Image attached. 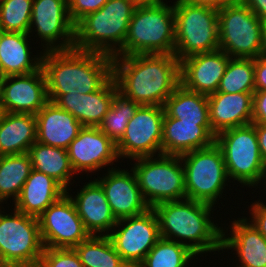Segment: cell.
<instances>
[{"label": "cell", "instance_id": "obj_22", "mask_svg": "<svg viewBox=\"0 0 266 267\" xmlns=\"http://www.w3.org/2000/svg\"><path fill=\"white\" fill-rule=\"evenodd\" d=\"M207 98L211 129L215 134L252 123L253 93L215 92Z\"/></svg>", "mask_w": 266, "mask_h": 267}, {"label": "cell", "instance_id": "obj_17", "mask_svg": "<svg viewBox=\"0 0 266 267\" xmlns=\"http://www.w3.org/2000/svg\"><path fill=\"white\" fill-rule=\"evenodd\" d=\"M67 151L75 173L112 166L119 158L116 143L98 127L83 126Z\"/></svg>", "mask_w": 266, "mask_h": 267}, {"label": "cell", "instance_id": "obj_14", "mask_svg": "<svg viewBox=\"0 0 266 267\" xmlns=\"http://www.w3.org/2000/svg\"><path fill=\"white\" fill-rule=\"evenodd\" d=\"M68 193L66 191L38 217L45 248H74L91 236Z\"/></svg>", "mask_w": 266, "mask_h": 267}, {"label": "cell", "instance_id": "obj_45", "mask_svg": "<svg viewBox=\"0 0 266 267\" xmlns=\"http://www.w3.org/2000/svg\"><path fill=\"white\" fill-rule=\"evenodd\" d=\"M261 55L266 56V20L262 21Z\"/></svg>", "mask_w": 266, "mask_h": 267}, {"label": "cell", "instance_id": "obj_4", "mask_svg": "<svg viewBox=\"0 0 266 267\" xmlns=\"http://www.w3.org/2000/svg\"><path fill=\"white\" fill-rule=\"evenodd\" d=\"M136 6L131 0H108L75 25L74 48L113 57L124 46Z\"/></svg>", "mask_w": 266, "mask_h": 267}, {"label": "cell", "instance_id": "obj_39", "mask_svg": "<svg viewBox=\"0 0 266 267\" xmlns=\"http://www.w3.org/2000/svg\"><path fill=\"white\" fill-rule=\"evenodd\" d=\"M252 123L266 124V90L253 93Z\"/></svg>", "mask_w": 266, "mask_h": 267}, {"label": "cell", "instance_id": "obj_2", "mask_svg": "<svg viewBox=\"0 0 266 267\" xmlns=\"http://www.w3.org/2000/svg\"><path fill=\"white\" fill-rule=\"evenodd\" d=\"M42 69L47 95L92 93L113 77L112 56L76 48L44 51Z\"/></svg>", "mask_w": 266, "mask_h": 267}, {"label": "cell", "instance_id": "obj_13", "mask_svg": "<svg viewBox=\"0 0 266 267\" xmlns=\"http://www.w3.org/2000/svg\"><path fill=\"white\" fill-rule=\"evenodd\" d=\"M114 227L107 236L129 267H138L161 238L157 216L152 208L140 215L119 219Z\"/></svg>", "mask_w": 266, "mask_h": 267}, {"label": "cell", "instance_id": "obj_28", "mask_svg": "<svg viewBox=\"0 0 266 267\" xmlns=\"http://www.w3.org/2000/svg\"><path fill=\"white\" fill-rule=\"evenodd\" d=\"M37 139V122L33 114H0V156L28 153Z\"/></svg>", "mask_w": 266, "mask_h": 267}, {"label": "cell", "instance_id": "obj_6", "mask_svg": "<svg viewBox=\"0 0 266 267\" xmlns=\"http://www.w3.org/2000/svg\"><path fill=\"white\" fill-rule=\"evenodd\" d=\"M175 50L179 61L186 57L219 50L218 10L174 2Z\"/></svg>", "mask_w": 266, "mask_h": 267}, {"label": "cell", "instance_id": "obj_5", "mask_svg": "<svg viewBox=\"0 0 266 267\" xmlns=\"http://www.w3.org/2000/svg\"><path fill=\"white\" fill-rule=\"evenodd\" d=\"M174 50V6H168L162 1L136 6L124 46L114 56L173 54Z\"/></svg>", "mask_w": 266, "mask_h": 267}, {"label": "cell", "instance_id": "obj_20", "mask_svg": "<svg viewBox=\"0 0 266 267\" xmlns=\"http://www.w3.org/2000/svg\"><path fill=\"white\" fill-rule=\"evenodd\" d=\"M117 91V83L112 77L101 89L92 93L48 95V100L71 113L82 126L98 127L109 111Z\"/></svg>", "mask_w": 266, "mask_h": 267}, {"label": "cell", "instance_id": "obj_10", "mask_svg": "<svg viewBox=\"0 0 266 267\" xmlns=\"http://www.w3.org/2000/svg\"><path fill=\"white\" fill-rule=\"evenodd\" d=\"M184 168L186 198L214 206L229 178L221 149L213 145L180 156Z\"/></svg>", "mask_w": 266, "mask_h": 267}, {"label": "cell", "instance_id": "obj_35", "mask_svg": "<svg viewBox=\"0 0 266 267\" xmlns=\"http://www.w3.org/2000/svg\"><path fill=\"white\" fill-rule=\"evenodd\" d=\"M140 105L117 91L109 111L98 128L117 143L125 133L129 120Z\"/></svg>", "mask_w": 266, "mask_h": 267}, {"label": "cell", "instance_id": "obj_46", "mask_svg": "<svg viewBox=\"0 0 266 267\" xmlns=\"http://www.w3.org/2000/svg\"><path fill=\"white\" fill-rule=\"evenodd\" d=\"M136 5H149V4H156L162 2L163 0H131Z\"/></svg>", "mask_w": 266, "mask_h": 267}, {"label": "cell", "instance_id": "obj_37", "mask_svg": "<svg viewBox=\"0 0 266 267\" xmlns=\"http://www.w3.org/2000/svg\"><path fill=\"white\" fill-rule=\"evenodd\" d=\"M38 267H83L73 248H45Z\"/></svg>", "mask_w": 266, "mask_h": 267}, {"label": "cell", "instance_id": "obj_15", "mask_svg": "<svg viewBox=\"0 0 266 267\" xmlns=\"http://www.w3.org/2000/svg\"><path fill=\"white\" fill-rule=\"evenodd\" d=\"M33 27L45 43L43 51L74 48L75 25L69 16L68 0H33L29 34Z\"/></svg>", "mask_w": 266, "mask_h": 267}, {"label": "cell", "instance_id": "obj_42", "mask_svg": "<svg viewBox=\"0 0 266 267\" xmlns=\"http://www.w3.org/2000/svg\"><path fill=\"white\" fill-rule=\"evenodd\" d=\"M186 3L206 6L210 8H214L216 10H220L229 5H233L239 2V0H182Z\"/></svg>", "mask_w": 266, "mask_h": 267}, {"label": "cell", "instance_id": "obj_43", "mask_svg": "<svg viewBox=\"0 0 266 267\" xmlns=\"http://www.w3.org/2000/svg\"><path fill=\"white\" fill-rule=\"evenodd\" d=\"M261 20H266V0H239Z\"/></svg>", "mask_w": 266, "mask_h": 267}, {"label": "cell", "instance_id": "obj_7", "mask_svg": "<svg viewBox=\"0 0 266 267\" xmlns=\"http://www.w3.org/2000/svg\"><path fill=\"white\" fill-rule=\"evenodd\" d=\"M215 143L222 151L229 179L248 187L262 183L266 163L260 154L254 123L219 132Z\"/></svg>", "mask_w": 266, "mask_h": 267}, {"label": "cell", "instance_id": "obj_40", "mask_svg": "<svg viewBox=\"0 0 266 267\" xmlns=\"http://www.w3.org/2000/svg\"><path fill=\"white\" fill-rule=\"evenodd\" d=\"M251 222L255 228L266 238V205L258 201L251 205Z\"/></svg>", "mask_w": 266, "mask_h": 267}, {"label": "cell", "instance_id": "obj_32", "mask_svg": "<svg viewBox=\"0 0 266 267\" xmlns=\"http://www.w3.org/2000/svg\"><path fill=\"white\" fill-rule=\"evenodd\" d=\"M73 249L83 267H129L107 235H91Z\"/></svg>", "mask_w": 266, "mask_h": 267}, {"label": "cell", "instance_id": "obj_27", "mask_svg": "<svg viewBox=\"0 0 266 267\" xmlns=\"http://www.w3.org/2000/svg\"><path fill=\"white\" fill-rule=\"evenodd\" d=\"M28 37L29 33L0 31V68L4 77L29 74L42 67L43 53L31 57Z\"/></svg>", "mask_w": 266, "mask_h": 267}, {"label": "cell", "instance_id": "obj_25", "mask_svg": "<svg viewBox=\"0 0 266 267\" xmlns=\"http://www.w3.org/2000/svg\"><path fill=\"white\" fill-rule=\"evenodd\" d=\"M35 117L37 122L36 141L66 150L83 127L71 113L51 101H48Z\"/></svg>", "mask_w": 266, "mask_h": 267}, {"label": "cell", "instance_id": "obj_38", "mask_svg": "<svg viewBox=\"0 0 266 267\" xmlns=\"http://www.w3.org/2000/svg\"><path fill=\"white\" fill-rule=\"evenodd\" d=\"M108 0H68V12L76 25L82 18L101 9Z\"/></svg>", "mask_w": 266, "mask_h": 267}, {"label": "cell", "instance_id": "obj_29", "mask_svg": "<svg viewBox=\"0 0 266 267\" xmlns=\"http://www.w3.org/2000/svg\"><path fill=\"white\" fill-rule=\"evenodd\" d=\"M165 114L182 122L211 126L207 95L186 89L179 84L164 104Z\"/></svg>", "mask_w": 266, "mask_h": 267}, {"label": "cell", "instance_id": "obj_21", "mask_svg": "<svg viewBox=\"0 0 266 267\" xmlns=\"http://www.w3.org/2000/svg\"><path fill=\"white\" fill-rule=\"evenodd\" d=\"M68 195L90 235H108L112 231L118 220L112 213L103 188L96 180L85 184L75 197Z\"/></svg>", "mask_w": 266, "mask_h": 267}, {"label": "cell", "instance_id": "obj_18", "mask_svg": "<svg viewBox=\"0 0 266 267\" xmlns=\"http://www.w3.org/2000/svg\"><path fill=\"white\" fill-rule=\"evenodd\" d=\"M102 178L95 179L103 188L114 217L119 220L140 215L151 207L146 203L134 171L108 169Z\"/></svg>", "mask_w": 266, "mask_h": 267}, {"label": "cell", "instance_id": "obj_3", "mask_svg": "<svg viewBox=\"0 0 266 267\" xmlns=\"http://www.w3.org/2000/svg\"><path fill=\"white\" fill-rule=\"evenodd\" d=\"M212 208L210 204L187 198L152 207L160 236L187 246L196 255L222 250V228L211 221Z\"/></svg>", "mask_w": 266, "mask_h": 267}, {"label": "cell", "instance_id": "obj_33", "mask_svg": "<svg viewBox=\"0 0 266 267\" xmlns=\"http://www.w3.org/2000/svg\"><path fill=\"white\" fill-rule=\"evenodd\" d=\"M194 257L187 246L161 237L138 267H187Z\"/></svg>", "mask_w": 266, "mask_h": 267}, {"label": "cell", "instance_id": "obj_12", "mask_svg": "<svg viewBox=\"0 0 266 267\" xmlns=\"http://www.w3.org/2000/svg\"><path fill=\"white\" fill-rule=\"evenodd\" d=\"M164 106L140 105L116 143L119 159L132 160L162 154Z\"/></svg>", "mask_w": 266, "mask_h": 267}, {"label": "cell", "instance_id": "obj_47", "mask_svg": "<svg viewBox=\"0 0 266 267\" xmlns=\"http://www.w3.org/2000/svg\"><path fill=\"white\" fill-rule=\"evenodd\" d=\"M265 179H266V167H265V169H264V171H263V176H262V179H261V181L263 182V183H262L263 185L266 184ZM263 180H264L265 182H264ZM263 187H266V186H263Z\"/></svg>", "mask_w": 266, "mask_h": 267}, {"label": "cell", "instance_id": "obj_48", "mask_svg": "<svg viewBox=\"0 0 266 267\" xmlns=\"http://www.w3.org/2000/svg\"><path fill=\"white\" fill-rule=\"evenodd\" d=\"M3 78H4V75H3L2 71H1V68H0V85H1V83L3 81Z\"/></svg>", "mask_w": 266, "mask_h": 267}, {"label": "cell", "instance_id": "obj_9", "mask_svg": "<svg viewBox=\"0 0 266 267\" xmlns=\"http://www.w3.org/2000/svg\"><path fill=\"white\" fill-rule=\"evenodd\" d=\"M154 158V159H153ZM131 168L146 203L152 208L165 201L186 198L184 168L180 156L160 154L134 159Z\"/></svg>", "mask_w": 266, "mask_h": 267}, {"label": "cell", "instance_id": "obj_23", "mask_svg": "<svg viewBox=\"0 0 266 267\" xmlns=\"http://www.w3.org/2000/svg\"><path fill=\"white\" fill-rule=\"evenodd\" d=\"M162 154L181 156L185 153L207 148L215 143L216 134L211 126L182 122L177 118L163 119Z\"/></svg>", "mask_w": 266, "mask_h": 267}, {"label": "cell", "instance_id": "obj_11", "mask_svg": "<svg viewBox=\"0 0 266 267\" xmlns=\"http://www.w3.org/2000/svg\"><path fill=\"white\" fill-rule=\"evenodd\" d=\"M219 49L231 58L261 55L262 21L240 1L218 10Z\"/></svg>", "mask_w": 266, "mask_h": 267}, {"label": "cell", "instance_id": "obj_19", "mask_svg": "<svg viewBox=\"0 0 266 267\" xmlns=\"http://www.w3.org/2000/svg\"><path fill=\"white\" fill-rule=\"evenodd\" d=\"M230 56L222 51L199 53L180 61V84L186 89L210 95L217 92Z\"/></svg>", "mask_w": 266, "mask_h": 267}, {"label": "cell", "instance_id": "obj_41", "mask_svg": "<svg viewBox=\"0 0 266 267\" xmlns=\"http://www.w3.org/2000/svg\"><path fill=\"white\" fill-rule=\"evenodd\" d=\"M255 91L266 90V56L254 59Z\"/></svg>", "mask_w": 266, "mask_h": 267}, {"label": "cell", "instance_id": "obj_31", "mask_svg": "<svg viewBox=\"0 0 266 267\" xmlns=\"http://www.w3.org/2000/svg\"><path fill=\"white\" fill-rule=\"evenodd\" d=\"M32 170L28 153L0 156V204L13 197L15 201Z\"/></svg>", "mask_w": 266, "mask_h": 267}, {"label": "cell", "instance_id": "obj_24", "mask_svg": "<svg viewBox=\"0 0 266 267\" xmlns=\"http://www.w3.org/2000/svg\"><path fill=\"white\" fill-rule=\"evenodd\" d=\"M246 218L234 220L229 236L222 229L221 249H234L240 266L266 267V238Z\"/></svg>", "mask_w": 266, "mask_h": 267}, {"label": "cell", "instance_id": "obj_26", "mask_svg": "<svg viewBox=\"0 0 266 267\" xmlns=\"http://www.w3.org/2000/svg\"><path fill=\"white\" fill-rule=\"evenodd\" d=\"M65 193L66 190L52 177L32 169L14 201V209L38 218Z\"/></svg>", "mask_w": 266, "mask_h": 267}, {"label": "cell", "instance_id": "obj_34", "mask_svg": "<svg viewBox=\"0 0 266 267\" xmlns=\"http://www.w3.org/2000/svg\"><path fill=\"white\" fill-rule=\"evenodd\" d=\"M254 59L230 58L217 92L254 93Z\"/></svg>", "mask_w": 266, "mask_h": 267}, {"label": "cell", "instance_id": "obj_30", "mask_svg": "<svg viewBox=\"0 0 266 267\" xmlns=\"http://www.w3.org/2000/svg\"><path fill=\"white\" fill-rule=\"evenodd\" d=\"M32 169L42 172L57 181L66 191L75 172L68 157V151L59 147L35 142L29 149Z\"/></svg>", "mask_w": 266, "mask_h": 267}, {"label": "cell", "instance_id": "obj_8", "mask_svg": "<svg viewBox=\"0 0 266 267\" xmlns=\"http://www.w3.org/2000/svg\"><path fill=\"white\" fill-rule=\"evenodd\" d=\"M0 208V267H38L43 253L38 218Z\"/></svg>", "mask_w": 266, "mask_h": 267}, {"label": "cell", "instance_id": "obj_16", "mask_svg": "<svg viewBox=\"0 0 266 267\" xmlns=\"http://www.w3.org/2000/svg\"><path fill=\"white\" fill-rule=\"evenodd\" d=\"M48 101L42 67L29 74L5 76L0 85L2 112L36 115Z\"/></svg>", "mask_w": 266, "mask_h": 267}, {"label": "cell", "instance_id": "obj_1", "mask_svg": "<svg viewBox=\"0 0 266 267\" xmlns=\"http://www.w3.org/2000/svg\"><path fill=\"white\" fill-rule=\"evenodd\" d=\"M118 91L139 105L164 106L180 84V61L174 54L113 56Z\"/></svg>", "mask_w": 266, "mask_h": 267}, {"label": "cell", "instance_id": "obj_36", "mask_svg": "<svg viewBox=\"0 0 266 267\" xmlns=\"http://www.w3.org/2000/svg\"><path fill=\"white\" fill-rule=\"evenodd\" d=\"M33 0H0V31L29 33Z\"/></svg>", "mask_w": 266, "mask_h": 267}, {"label": "cell", "instance_id": "obj_44", "mask_svg": "<svg viewBox=\"0 0 266 267\" xmlns=\"http://www.w3.org/2000/svg\"><path fill=\"white\" fill-rule=\"evenodd\" d=\"M254 127L257 132L260 154L266 163V124L254 123Z\"/></svg>", "mask_w": 266, "mask_h": 267}]
</instances>
